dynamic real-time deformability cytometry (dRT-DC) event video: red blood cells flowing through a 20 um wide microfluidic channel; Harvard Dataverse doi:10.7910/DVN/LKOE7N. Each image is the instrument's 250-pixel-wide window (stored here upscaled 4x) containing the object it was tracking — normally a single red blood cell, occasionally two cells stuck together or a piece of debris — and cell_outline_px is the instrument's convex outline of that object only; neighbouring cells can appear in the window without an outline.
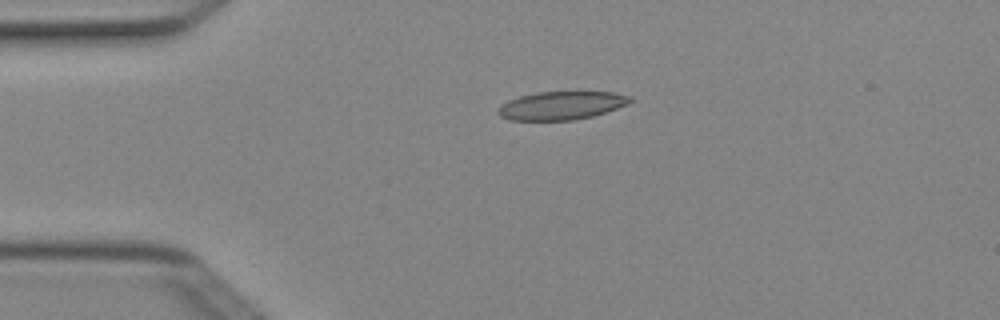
{"species": "Egyptian fruit bat (a non-hibernating species)", "species_latin": "Rousettus aegyptiacus", "temperature_condition": "cold", "stored_images_in_passage": 6, "camera_frame_rate_fps": 3000, "um_per_image_px": 0.085, "animal": {"sex": "female"}, "frame": {"image": 1, "passage_image": 3, "time_ms": 0.667, "image_size_px": [1000, 320], "cell_outline_px": [[632, 100], [628, 104], [592, 116], [576, 120], [508, 120], [500, 116], [496, 112], [508, 100], [520, 96], [536, 92], [612, 92], [632, 96]], "centroid_in_image_um": [47.72, 8.97], "position_along_channel_um": 37.3, "area_um2": 21.62}}
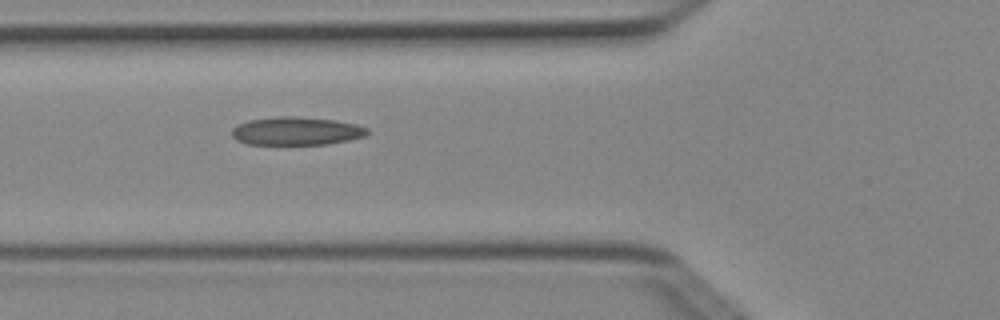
{"frame": {"image": 2, "passage_image": 5, "time_ms": 1.333, "image_size_px": [1000, 320], "cell_outline_px": [[368, 132], [364, 136], [348, 140], [328, 144], [248, 144], [236, 140], [232, 136], [232, 128], [236, 124], [248, 120], [276, 116], [292, 116], [336, 120], [356, 124], [368, 128]], "centroid_in_image_um": [25.16, 11.13], "position_along_channel_um": 100.6, "area_um2": 22.31}}
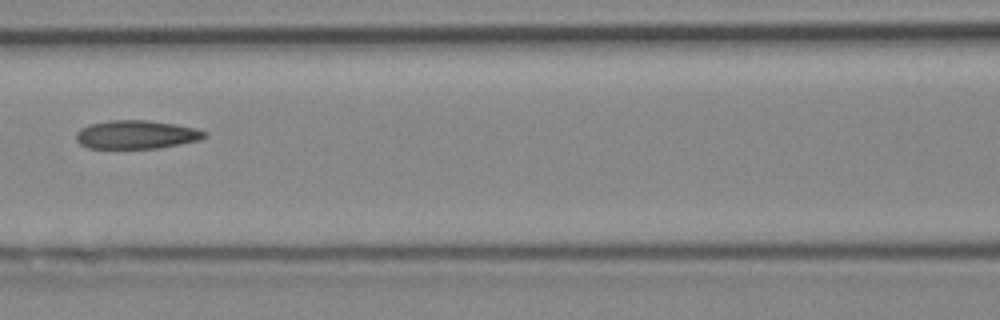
{"frame": {"image": 3, "passage_image": 6, "time_ms": 1.667, "image_size_px": [1000, 320], "cell_outline_px": [[208, 136], [200, 140], [156, 148], [88, 148], [80, 144], [76, 140], [76, 132], [80, 128], [88, 124], [108, 120], [144, 120], [176, 124], [196, 128], [204, 132]], "centroid_in_image_um": [11.55, 11.43], "position_along_channel_um": 155.0, "area_um2": 21.33}}